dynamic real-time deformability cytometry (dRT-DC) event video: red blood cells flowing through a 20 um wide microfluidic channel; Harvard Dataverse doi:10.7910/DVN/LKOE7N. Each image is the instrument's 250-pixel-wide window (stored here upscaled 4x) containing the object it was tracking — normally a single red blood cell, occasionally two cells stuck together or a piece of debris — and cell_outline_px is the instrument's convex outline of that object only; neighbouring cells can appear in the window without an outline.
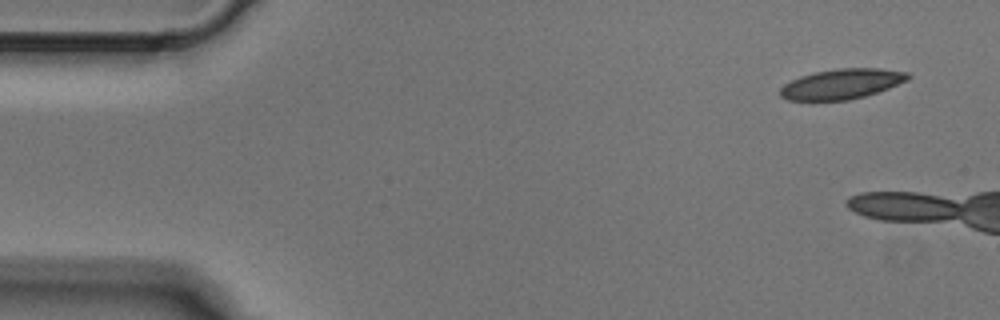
{"species": "Egyptian fruit bat (a non-hibernating species)", "species_latin": "Rousettus aegyptiacus", "temperature_condition": "cold", "stored_images_in_passage": 3, "camera_frame_rate_fps": 3000, "um_per_image_px": 0.085, "animal": {"sex": "male"}, "frame": {"image": 1, "passage_image": 1, "time_ms": 0.0, "image_size_px": [1000, 320], "cell_outline_px": [[912, 76], [908, 80], [888, 88], [864, 96], [848, 100], [788, 100], [780, 96], [780, 88], [784, 84], [800, 76], [816, 72], [836, 68], [880, 68], [908, 72]], "centroid_in_image_um": [71.56, 7.12], "position_along_channel_um": 13.4, "area_um2": 22.37}}